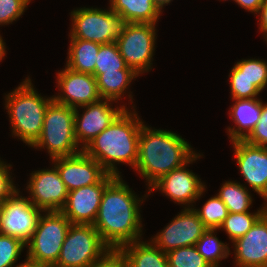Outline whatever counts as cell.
<instances>
[{
    "instance_id": "1",
    "label": "cell",
    "mask_w": 267,
    "mask_h": 267,
    "mask_svg": "<svg viewBox=\"0 0 267 267\" xmlns=\"http://www.w3.org/2000/svg\"><path fill=\"white\" fill-rule=\"evenodd\" d=\"M140 199L121 176L106 186L93 226L110 249L142 239Z\"/></svg>"
},
{
    "instance_id": "2",
    "label": "cell",
    "mask_w": 267,
    "mask_h": 267,
    "mask_svg": "<svg viewBox=\"0 0 267 267\" xmlns=\"http://www.w3.org/2000/svg\"><path fill=\"white\" fill-rule=\"evenodd\" d=\"M133 111L125 108L106 129L83 149L108 174L121 176L116 167L120 162L129 164L133 168L136 167L140 129L144 122L140 120L134 109Z\"/></svg>"
},
{
    "instance_id": "3",
    "label": "cell",
    "mask_w": 267,
    "mask_h": 267,
    "mask_svg": "<svg viewBox=\"0 0 267 267\" xmlns=\"http://www.w3.org/2000/svg\"><path fill=\"white\" fill-rule=\"evenodd\" d=\"M196 154L182 136L172 131L142 125L136 167L148 189L162 176L182 167Z\"/></svg>"
},
{
    "instance_id": "4",
    "label": "cell",
    "mask_w": 267,
    "mask_h": 267,
    "mask_svg": "<svg viewBox=\"0 0 267 267\" xmlns=\"http://www.w3.org/2000/svg\"><path fill=\"white\" fill-rule=\"evenodd\" d=\"M33 87L27 77L5 96L12 134L30 147L41 135L46 109L53 100V97L43 98Z\"/></svg>"
},
{
    "instance_id": "5",
    "label": "cell",
    "mask_w": 267,
    "mask_h": 267,
    "mask_svg": "<svg viewBox=\"0 0 267 267\" xmlns=\"http://www.w3.org/2000/svg\"><path fill=\"white\" fill-rule=\"evenodd\" d=\"M74 117L75 108L53 99L46 109L41 135L31 147L46 148L51 160L81 152L75 138Z\"/></svg>"
},
{
    "instance_id": "6",
    "label": "cell",
    "mask_w": 267,
    "mask_h": 267,
    "mask_svg": "<svg viewBox=\"0 0 267 267\" xmlns=\"http://www.w3.org/2000/svg\"><path fill=\"white\" fill-rule=\"evenodd\" d=\"M71 39H82L98 44L116 42L126 25L124 18L113 12L98 8H77L71 12Z\"/></svg>"
},
{
    "instance_id": "7",
    "label": "cell",
    "mask_w": 267,
    "mask_h": 267,
    "mask_svg": "<svg viewBox=\"0 0 267 267\" xmlns=\"http://www.w3.org/2000/svg\"><path fill=\"white\" fill-rule=\"evenodd\" d=\"M40 214L36 229L26 243L27 258L36 262L56 264L71 222L61 211Z\"/></svg>"
},
{
    "instance_id": "8",
    "label": "cell",
    "mask_w": 267,
    "mask_h": 267,
    "mask_svg": "<svg viewBox=\"0 0 267 267\" xmlns=\"http://www.w3.org/2000/svg\"><path fill=\"white\" fill-rule=\"evenodd\" d=\"M109 249L92 224H71L55 265L90 267Z\"/></svg>"
},
{
    "instance_id": "9",
    "label": "cell",
    "mask_w": 267,
    "mask_h": 267,
    "mask_svg": "<svg viewBox=\"0 0 267 267\" xmlns=\"http://www.w3.org/2000/svg\"><path fill=\"white\" fill-rule=\"evenodd\" d=\"M155 26L151 23H126L122 34L116 39L127 67L137 75L152 68L157 37Z\"/></svg>"
},
{
    "instance_id": "10",
    "label": "cell",
    "mask_w": 267,
    "mask_h": 267,
    "mask_svg": "<svg viewBox=\"0 0 267 267\" xmlns=\"http://www.w3.org/2000/svg\"><path fill=\"white\" fill-rule=\"evenodd\" d=\"M19 193L20 190L0 205V233L27 243L36 229L42 211Z\"/></svg>"
},
{
    "instance_id": "11",
    "label": "cell",
    "mask_w": 267,
    "mask_h": 267,
    "mask_svg": "<svg viewBox=\"0 0 267 267\" xmlns=\"http://www.w3.org/2000/svg\"><path fill=\"white\" fill-rule=\"evenodd\" d=\"M206 231L207 228L193 207H185L156 237L151 238V242L164 253H168L180 247L195 245Z\"/></svg>"
},
{
    "instance_id": "12",
    "label": "cell",
    "mask_w": 267,
    "mask_h": 267,
    "mask_svg": "<svg viewBox=\"0 0 267 267\" xmlns=\"http://www.w3.org/2000/svg\"><path fill=\"white\" fill-rule=\"evenodd\" d=\"M201 157V154L196 153L182 167L172 170L168 174L162 176L150 188L149 193L155 190H160L165 196L170 197L173 202L183 204L187 208H192L193 204L199 199L205 191V185L201 179L192 171L187 169V165ZM192 204V205H191Z\"/></svg>"
},
{
    "instance_id": "13",
    "label": "cell",
    "mask_w": 267,
    "mask_h": 267,
    "mask_svg": "<svg viewBox=\"0 0 267 267\" xmlns=\"http://www.w3.org/2000/svg\"><path fill=\"white\" fill-rule=\"evenodd\" d=\"M29 183V184H28ZM26 189L28 200L42 212L61 211L65 205L68 190L61 180L57 168L41 169L31 173Z\"/></svg>"
},
{
    "instance_id": "14",
    "label": "cell",
    "mask_w": 267,
    "mask_h": 267,
    "mask_svg": "<svg viewBox=\"0 0 267 267\" xmlns=\"http://www.w3.org/2000/svg\"><path fill=\"white\" fill-rule=\"evenodd\" d=\"M111 102L113 100L101 99L98 102L80 106V108L85 110L82 115L79 114L78 107L75 108L74 133L81 149H84L106 129L126 108L124 105L114 108L111 106Z\"/></svg>"
},
{
    "instance_id": "15",
    "label": "cell",
    "mask_w": 267,
    "mask_h": 267,
    "mask_svg": "<svg viewBox=\"0 0 267 267\" xmlns=\"http://www.w3.org/2000/svg\"><path fill=\"white\" fill-rule=\"evenodd\" d=\"M107 174L99 183L87 185L68 192L65 205L61 209L71 224H94L102 194L106 186L115 178Z\"/></svg>"
},
{
    "instance_id": "16",
    "label": "cell",
    "mask_w": 267,
    "mask_h": 267,
    "mask_svg": "<svg viewBox=\"0 0 267 267\" xmlns=\"http://www.w3.org/2000/svg\"><path fill=\"white\" fill-rule=\"evenodd\" d=\"M68 192L99 183L108 173L83 150L78 154L52 159Z\"/></svg>"
},
{
    "instance_id": "17",
    "label": "cell",
    "mask_w": 267,
    "mask_h": 267,
    "mask_svg": "<svg viewBox=\"0 0 267 267\" xmlns=\"http://www.w3.org/2000/svg\"><path fill=\"white\" fill-rule=\"evenodd\" d=\"M59 93L52 96L53 99L68 107L79 108L80 106L100 101L97 80L91 74L80 73L66 67L57 73Z\"/></svg>"
},
{
    "instance_id": "18",
    "label": "cell",
    "mask_w": 267,
    "mask_h": 267,
    "mask_svg": "<svg viewBox=\"0 0 267 267\" xmlns=\"http://www.w3.org/2000/svg\"><path fill=\"white\" fill-rule=\"evenodd\" d=\"M231 143L241 175L253 191L267 202V147L254 146L244 140Z\"/></svg>"
},
{
    "instance_id": "19",
    "label": "cell",
    "mask_w": 267,
    "mask_h": 267,
    "mask_svg": "<svg viewBox=\"0 0 267 267\" xmlns=\"http://www.w3.org/2000/svg\"><path fill=\"white\" fill-rule=\"evenodd\" d=\"M232 243L238 267H267V211Z\"/></svg>"
},
{
    "instance_id": "20",
    "label": "cell",
    "mask_w": 267,
    "mask_h": 267,
    "mask_svg": "<svg viewBox=\"0 0 267 267\" xmlns=\"http://www.w3.org/2000/svg\"><path fill=\"white\" fill-rule=\"evenodd\" d=\"M232 100L235 103L231 106L229 116L235 123V127H228L227 131L229 132L230 141L244 140L259 122L263 102L257 97Z\"/></svg>"
},
{
    "instance_id": "21",
    "label": "cell",
    "mask_w": 267,
    "mask_h": 267,
    "mask_svg": "<svg viewBox=\"0 0 267 267\" xmlns=\"http://www.w3.org/2000/svg\"><path fill=\"white\" fill-rule=\"evenodd\" d=\"M113 12L121 15L126 23L156 24L162 9L154 0H109Z\"/></svg>"
},
{
    "instance_id": "22",
    "label": "cell",
    "mask_w": 267,
    "mask_h": 267,
    "mask_svg": "<svg viewBox=\"0 0 267 267\" xmlns=\"http://www.w3.org/2000/svg\"><path fill=\"white\" fill-rule=\"evenodd\" d=\"M125 255L127 267H169L167 253L151 241H134L120 248Z\"/></svg>"
},
{
    "instance_id": "23",
    "label": "cell",
    "mask_w": 267,
    "mask_h": 267,
    "mask_svg": "<svg viewBox=\"0 0 267 267\" xmlns=\"http://www.w3.org/2000/svg\"><path fill=\"white\" fill-rule=\"evenodd\" d=\"M70 42L66 67L93 75L101 44L82 39H70Z\"/></svg>"
},
{
    "instance_id": "24",
    "label": "cell",
    "mask_w": 267,
    "mask_h": 267,
    "mask_svg": "<svg viewBox=\"0 0 267 267\" xmlns=\"http://www.w3.org/2000/svg\"><path fill=\"white\" fill-rule=\"evenodd\" d=\"M138 76L127 66L118 72L100 74L96 78L100 97L114 102L120 100L132 80Z\"/></svg>"
},
{
    "instance_id": "25",
    "label": "cell",
    "mask_w": 267,
    "mask_h": 267,
    "mask_svg": "<svg viewBox=\"0 0 267 267\" xmlns=\"http://www.w3.org/2000/svg\"><path fill=\"white\" fill-rule=\"evenodd\" d=\"M217 196L225 203L228 212L231 213L249 212L253 201L246 186H242L236 181L223 183Z\"/></svg>"
},
{
    "instance_id": "26",
    "label": "cell",
    "mask_w": 267,
    "mask_h": 267,
    "mask_svg": "<svg viewBox=\"0 0 267 267\" xmlns=\"http://www.w3.org/2000/svg\"><path fill=\"white\" fill-rule=\"evenodd\" d=\"M230 78H247L262 91L267 86V62L258 59H242L230 70Z\"/></svg>"
},
{
    "instance_id": "27",
    "label": "cell",
    "mask_w": 267,
    "mask_h": 267,
    "mask_svg": "<svg viewBox=\"0 0 267 267\" xmlns=\"http://www.w3.org/2000/svg\"><path fill=\"white\" fill-rule=\"evenodd\" d=\"M267 211V202L255 213H228L220 229L226 231L229 239L234 242L236 239L244 236L256 221Z\"/></svg>"
},
{
    "instance_id": "28",
    "label": "cell",
    "mask_w": 267,
    "mask_h": 267,
    "mask_svg": "<svg viewBox=\"0 0 267 267\" xmlns=\"http://www.w3.org/2000/svg\"><path fill=\"white\" fill-rule=\"evenodd\" d=\"M215 231L217 230L207 229L195 244L198 252L212 267L220 266L219 262L230 254L228 244L220 241L215 236Z\"/></svg>"
},
{
    "instance_id": "29",
    "label": "cell",
    "mask_w": 267,
    "mask_h": 267,
    "mask_svg": "<svg viewBox=\"0 0 267 267\" xmlns=\"http://www.w3.org/2000/svg\"><path fill=\"white\" fill-rule=\"evenodd\" d=\"M93 76L97 78L100 74L118 72L123 70L127 65L121 56L116 42L101 44Z\"/></svg>"
},
{
    "instance_id": "30",
    "label": "cell",
    "mask_w": 267,
    "mask_h": 267,
    "mask_svg": "<svg viewBox=\"0 0 267 267\" xmlns=\"http://www.w3.org/2000/svg\"><path fill=\"white\" fill-rule=\"evenodd\" d=\"M193 210L207 229L215 230L220 229L229 213L225 203L217 195L206 201L201 209L194 207Z\"/></svg>"
},
{
    "instance_id": "31",
    "label": "cell",
    "mask_w": 267,
    "mask_h": 267,
    "mask_svg": "<svg viewBox=\"0 0 267 267\" xmlns=\"http://www.w3.org/2000/svg\"><path fill=\"white\" fill-rule=\"evenodd\" d=\"M169 267H212L195 245L180 247L167 253Z\"/></svg>"
},
{
    "instance_id": "32",
    "label": "cell",
    "mask_w": 267,
    "mask_h": 267,
    "mask_svg": "<svg viewBox=\"0 0 267 267\" xmlns=\"http://www.w3.org/2000/svg\"><path fill=\"white\" fill-rule=\"evenodd\" d=\"M25 247L21 239L0 233V267H14Z\"/></svg>"
},
{
    "instance_id": "33",
    "label": "cell",
    "mask_w": 267,
    "mask_h": 267,
    "mask_svg": "<svg viewBox=\"0 0 267 267\" xmlns=\"http://www.w3.org/2000/svg\"><path fill=\"white\" fill-rule=\"evenodd\" d=\"M31 0H0V25L16 21L25 12Z\"/></svg>"
},
{
    "instance_id": "34",
    "label": "cell",
    "mask_w": 267,
    "mask_h": 267,
    "mask_svg": "<svg viewBox=\"0 0 267 267\" xmlns=\"http://www.w3.org/2000/svg\"><path fill=\"white\" fill-rule=\"evenodd\" d=\"M232 99L256 98L261 92L247 78H230Z\"/></svg>"
},
{
    "instance_id": "35",
    "label": "cell",
    "mask_w": 267,
    "mask_h": 267,
    "mask_svg": "<svg viewBox=\"0 0 267 267\" xmlns=\"http://www.w3.org/2000/svg\"><path fill=\"white\" fill-rule=\"evenodd\" d=\"M244 141L254 146L267 147V103L263 104L259 122Z\"/></svg>"
},
{
    "instance_id": "36",
    "label": "cell",
    "mask_w": 267,
    "mask_h": 267,
    "mask_svg": "<svg viewBox=\"0 0 267 267\" xmlns=\"http://www.w3.org/2000/svg\"><path fill=\"white\" fill-rule=\"evenodd\" d=\"M9 167L11 168V164L6 165V163L0 159V205L19 190L13 183Z\"/></svg>"
},
{
    "instance_id": "37",
    "label": "cell",
    "mask_w": 267,
    "mask_h": 267,
    "mask_svg": "<svg viewBox=\"0 0 267 267\" xmlns=\"http://www.w3.org/2000/svg\"><path fill=\"white\" fill-rule=\"evenodd\" d=\"M90 267H127V262L120 249H109Z\"/></svg>"
},
{
    "instance_id": "38",
    "label": "cell",
    "mask_w": 267,
    "mask_h": 267,
    "mask_svg": "<svg viewBox=\"0 0 267 267\" xmlns=\"http://www.w3.org/2000/svg\"><path fill=\"white\" fill-rule=\"evenodd\" d=\"M239 6L257 14L265 0H234Z\"/></svg>"
},
{
    "instance_id": "39",
    "label": "cell",
    "mask_w": 267,
    "mask_h": 267,
    "mask_svg": "<svg viewBox=\"0 0 267 267\" xmlns=\"http://www.w3.org/2000/svg\"><path fill=\"white\" fill-rule=\"evenodd\" d=\"M260 18L259 19V29L261 32H263L265 35V39L267 38V0L264 1V3L261 5L258 13Z\"/></svg>"
},
{
    "instance_id": "40",
    "label": "cell",
    "mask_w": 267,
    "mask_h": 267,
    "mask_svg": "<svg viewBox=\"0 0 267 267\" xmlns=\"http://www.w3.org/2000/svg\"><path fill=\"white\" fill-rule=\"evenodd\" d=\"M16 267H57V266L52 263L36 262L26 258V261H24V263L16 265Z\"/></svg>"
},
{
    "instance_id": "41",
    "label": "cell",
    "mask_w": 267,
    "mask_h": 267,
    "mask_svg": "<svg viewBox=\"0 0 267 267\" xmlns=\"http://www.w3.org/2000/svg\"><path fill=\"white\" fill-rule=\"evenodd\" d=\"M6 47H5V42L3 41L1 35H0V62L1 60L5 57L6 54Z\"/></svg>"
},
{
    "instance_id": "42",
    "label": "cell",
    "mask_w": 267,
    "mask_h": 267,
    "mask_svg": "<svg viewBox=\"0 0 267 267\" xmlns=\"http://www.w3.org/2000/svg\"><path fill=\"white\" fill-rule=\"evenodd\" d=\"M172 0H154V2L157 3V5L163 10V7L167 4H169Z\"/></svg>"
}]
</instances>
